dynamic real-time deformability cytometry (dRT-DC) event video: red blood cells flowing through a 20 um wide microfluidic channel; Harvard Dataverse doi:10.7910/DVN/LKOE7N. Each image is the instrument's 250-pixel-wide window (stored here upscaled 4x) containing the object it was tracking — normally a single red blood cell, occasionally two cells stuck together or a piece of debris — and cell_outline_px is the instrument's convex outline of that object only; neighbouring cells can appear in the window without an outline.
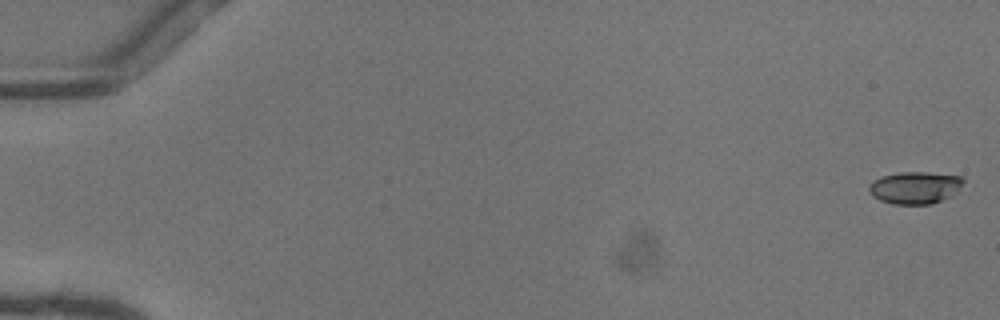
{"species": "common noctule bat (a hibernating species)", "species_latin": "Nyctalus noctula", "temperature_condition": "warm", "stored_images_in_passage": 52, "camera_frame_rate_fps": 3000, "um_per_image_px": 0.085, "animal": {"sex": "female"}, "frame": {"image": 1, "passage_image": 1, "time_ms": 0.0, "image_size_px": [1000, 320], "cell_outline_px": [[964, 180], [960, 188], [952, 196], [932, 204], [892, 204], [880, 200], [872, 196], [868, 188], [880, 176], [900, 172], [928, 172], [960, 176]], "centroid_in_image_um": [77.79, 15.95], "position_along_channel_um": 7.2, "area_um2": 17.69}}
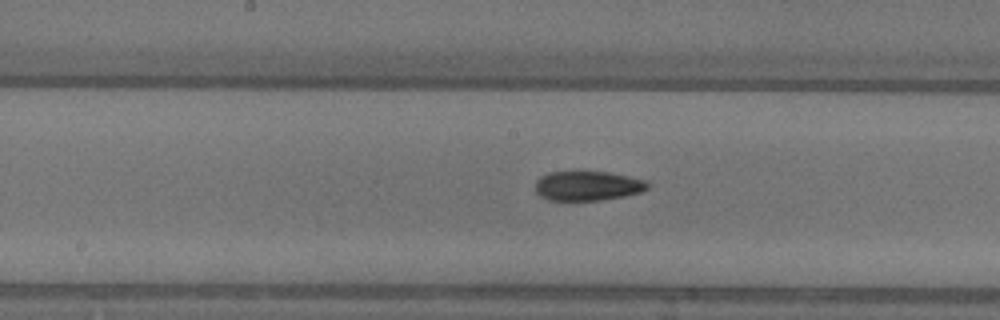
{"frame": {"image": 2, "passage_image": 28, "time_ms": 9.0, "image_size_px": [1000, 320], "cell_outline_px": [[652, 184], [648, 188], [640, 192], [624, 196], [600, 200], [548, 200], [540, 196], [536, 192], [536, 180], [540, 176], [548, 172], [576, 168], [580, 168], [608, 172], [648, 180]], "centroid_in_image_um": [49.93, 15.73], "position_along_channel_um": 198.3, "area_um2": 20.35}}
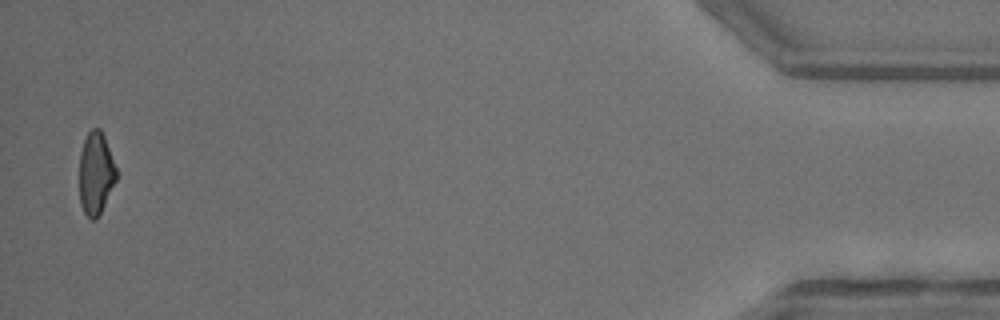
{"frame": {"image": 3, "passage_image": 51, "time_ms": 16.667, "image_size_px": [1000, 320], "cell_outline_px": [[116, 180], [96, 220], [92, 220], [84, 212], [80, 204], [80, 152], [84, 140], [88, 132], [92, 128], [100, 128], [104, 136], [116, 168]], "centroid_in_image_um": [8.13, 14.72], "position_along_channel_um": 427.1, "area_um2": 17.46}, "authors_computed_cell_mechanics": {"area_um2": 18.9295, "velocity_mm_per_s": 4.118, "shape_relaxation_time_tau1_ms": 5.2375, "shape_relaxation_time_tau2_ms": 2.9717, "deformation_change_tau1": 0.1558, "deformation_change_tau2": 0.0905}}